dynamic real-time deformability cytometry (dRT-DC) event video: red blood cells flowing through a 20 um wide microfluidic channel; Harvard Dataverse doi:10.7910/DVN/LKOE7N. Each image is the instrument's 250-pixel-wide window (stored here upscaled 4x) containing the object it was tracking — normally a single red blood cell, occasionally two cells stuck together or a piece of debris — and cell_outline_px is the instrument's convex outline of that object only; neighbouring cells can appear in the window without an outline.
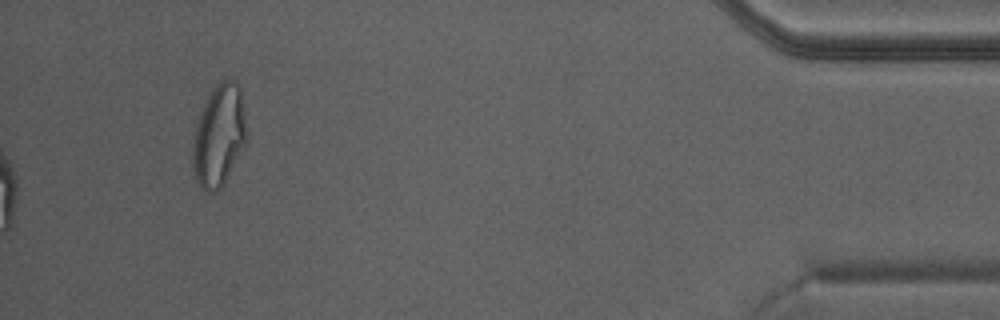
{"species": "Egyptian fruit bat (a non-hibernating species)", "species_latin": "Rousettus aegyptiacus", "temperature_condition": "warm", "stored_images_in_passage": 44, "camera_frame_rate_fps": 3000, "um_per_image_px": 0.085, "animal": {"sex": "male"}, "frame": {"image": 1, "passage_image": 44, "time_ms": 14.333, "image_size_px": [1000, 320], "cell_outline_px": [[248, 136], [224, 184], [216, 192], [204, 192], [200, 188], [196, 180], [192, 160], [192, 144], [200, 112], [212, 88], [216, 84], [228, 76], [236, 80], [240, 88], [244, 108]], "centroid_in_image_um": [18.62, 11.5], "position_along_channel_um": 416.6, "area_um2": 32.19}}